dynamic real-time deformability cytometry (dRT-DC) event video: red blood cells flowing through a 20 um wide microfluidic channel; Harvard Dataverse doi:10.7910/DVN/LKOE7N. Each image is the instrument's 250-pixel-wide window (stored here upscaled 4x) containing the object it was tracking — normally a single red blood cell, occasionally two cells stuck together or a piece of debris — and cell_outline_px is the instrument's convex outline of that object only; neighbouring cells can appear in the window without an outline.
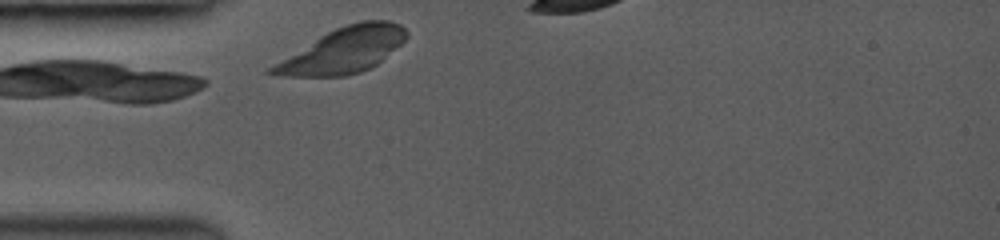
{"species": "common noctule bat (a hibernating species)", "species_latin": "Nyctalus noctula", "temperature_condition": "room temperature", "stored_images_in_passage": 1, "camera_frame_rate_fps": 3000, "um_per_image_px": 0.085, "animal": {"sex": "female", "body_mass_g": 19.0, "forearm_length_mm": 53.3}, "frame": {"image": 1, "passage_image": 1, "time_ms": 0.0, "image_size_px": [1000, 240], "cell_outline_px": [[408, 36], [400, 44], [376, 64], [360, 72], [344, 76], [284, 76], [264, 72], [268, 68], [320, 36], [336, 28], [360, 20], [388, 20], [400, 24], [408, 32]], "centroid_in_image_um": [29.19, 4.27], "position_along_channel_um": 55.8, "area_um2": 34.74}}